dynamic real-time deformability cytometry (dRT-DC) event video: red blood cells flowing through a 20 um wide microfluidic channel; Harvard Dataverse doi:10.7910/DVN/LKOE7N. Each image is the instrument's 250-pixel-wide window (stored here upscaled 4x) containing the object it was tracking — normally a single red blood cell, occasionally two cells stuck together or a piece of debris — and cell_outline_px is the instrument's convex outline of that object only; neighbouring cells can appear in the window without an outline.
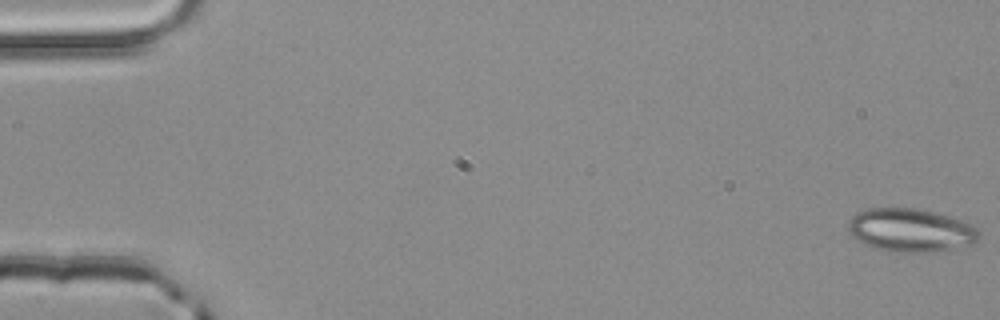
{"species": "common noctule bat (a hibernating species)", "species_latin": "Nyctalus noctula", "temperature_condition": "room temperature", "stored_images_in_passage": 53, "camera_frame_rate_fps": 3000, "um_per_image_px": 0.085, "animal": {"sex": "male", "body_mass_g": 20.4}, "frame": {"image": 1, "passage_image": 1, "time_ms": 0.0, "image_size_px": [1000, 320], "cell_outline_px": [[980, 236], [972, 244], [932, 252], [888, 252], [864, 244], [852, 236], [848, 232], [848, 220], [856, 212], [868, 208], [916, 208], [932, 212], [968, 224], [976, 228], [980, 232]], "centroid_in_image_um": [77.32, 19.58], "position_along_channel_um": 7.7, "area_um2": 32.71}}
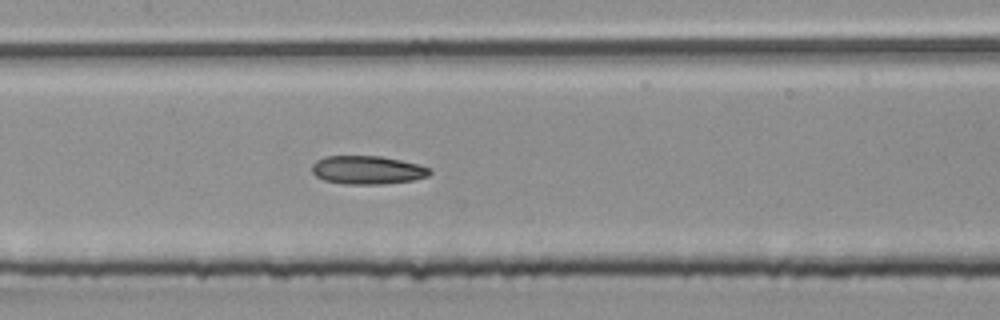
{"frame": {"image": 2, "passage_image": 26, "time_ms": 8.333, "image_size_px": [1000, 320], "cell_outline_px": [[432, 172], [428, 176], [412, 180], [384, 184], [344, 184], [324, 180], [316, 176], [312, 172], [312, 164], [316, 160], [324, 156], [380, 156], [420, 164], [428, 168]], "centroid_in_image_um": [31.21, 14.45], "position_along_channel_um": 176.2, "area_um2": 19.54}}
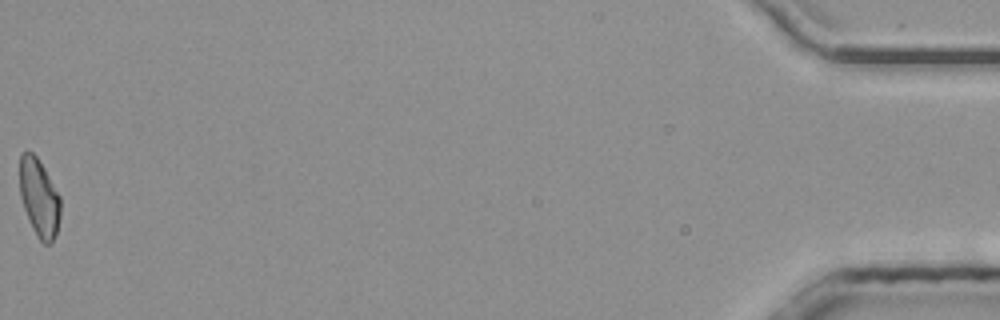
{"frame": {"image": 3, "passage_image": 53, "time_ms": 17.333, "image_size_px": [1000, 320], "cell_outline_px": [[60, 216], [56, 236], [52, 244], [44, 244], [36, 236], [32, 228], [24, 208], [20, 196], [20, 152], [32, 152], [36, 156], [44, 168], [60, 196]], "centroid_in_image_um": [3.34, 16.85], "position_along_channel_um": 431.9, "area_um2": 18.55}, "authors_computed_cell_mechanics": {"area_um2": 19.4786, "velocity_mm_per_s": 4.018, "shape_relaxation_time_tau1_ms": 10.7568, "shape_relaxation_time_tau2_ms": 4.0286, "deformation_change_tau1": 0.2342, "deformation_change_tau2": 0.1227}}